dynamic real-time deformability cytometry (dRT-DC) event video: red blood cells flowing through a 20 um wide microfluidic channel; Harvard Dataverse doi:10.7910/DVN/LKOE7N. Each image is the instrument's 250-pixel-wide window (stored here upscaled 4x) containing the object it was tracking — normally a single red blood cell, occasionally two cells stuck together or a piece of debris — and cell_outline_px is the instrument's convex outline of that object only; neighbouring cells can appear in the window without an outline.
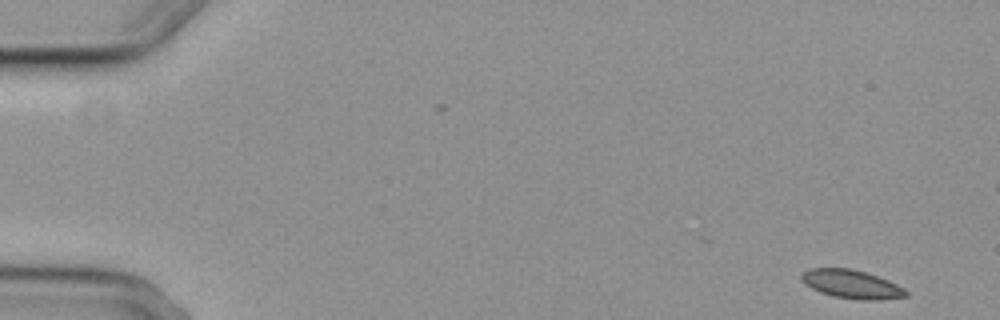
{"species": "common noctule bat (a hibernating species)", "species_latin": "Nyctalus noctula", "temperature_condition": "cold", "stored_images_in_passage": 6, "camera_frame_rate_fps": 3000, "um_per_image_px": 0.085, "animal": {"sex": "female", "body_mass_g": 29.2, "forearm_length_mm": 56.3}, "frame": {"image": 1, "passage_image": 1, "time_ms": 0.0, "image_size_px": [1000, 320], "cell_outline_px": [[908, 296], [880, 300], [860, 300], [832, 296], [820, 292], [804, 284], [800, 276], [808, 268], [852, 268], [888, 280], [904, 288], [908, 292]], "centroid_in_image_um": [72.38, 24.16], "position_along_channel_um": 12.6, "area_um2": 17.4}}